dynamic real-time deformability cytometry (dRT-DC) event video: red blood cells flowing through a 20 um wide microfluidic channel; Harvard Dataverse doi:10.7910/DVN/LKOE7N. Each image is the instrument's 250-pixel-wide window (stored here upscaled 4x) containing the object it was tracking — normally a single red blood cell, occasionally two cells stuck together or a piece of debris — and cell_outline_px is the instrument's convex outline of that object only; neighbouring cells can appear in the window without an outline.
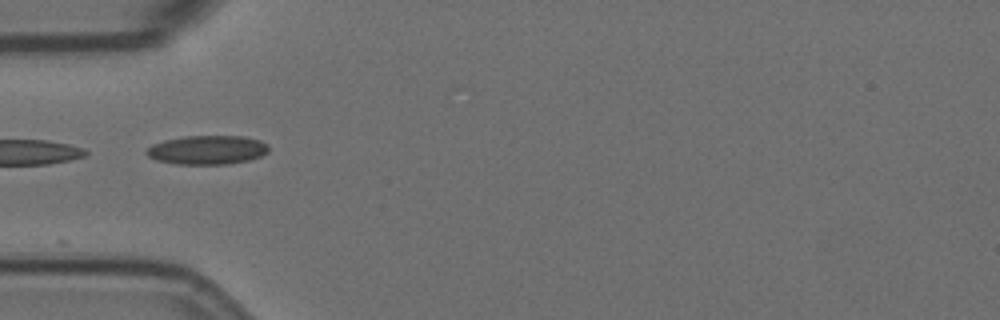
{"species": "Egyptian fruit bat (a non-hibernating species)", "species_latin": "Rousettus aegyptiacus", "temperature_condition": "room temperature", "stored_images_in_passage": 7, "camera_frame_rate_fps": 3000, "um_per_image_px": 0.085, "animal": {"sex": "female"}, "frame": {"image": 1, "passage_image": 4, "time_ms": 4.333, "image_size_px": [1000, 320], "cell_outline_px": [[268, 152], [260, 156], [248, 160], [228, 164], [176, 164], [156, 160], [148, 156], [144, 152], [152, 144], [164, 140], [184, 136], [240, 136], [260, 140], [268, 144]], "centroid_in_image_um": [17.6, 12.74], "position_along_channel_um": 67.4, "area_um2": 20.63}}
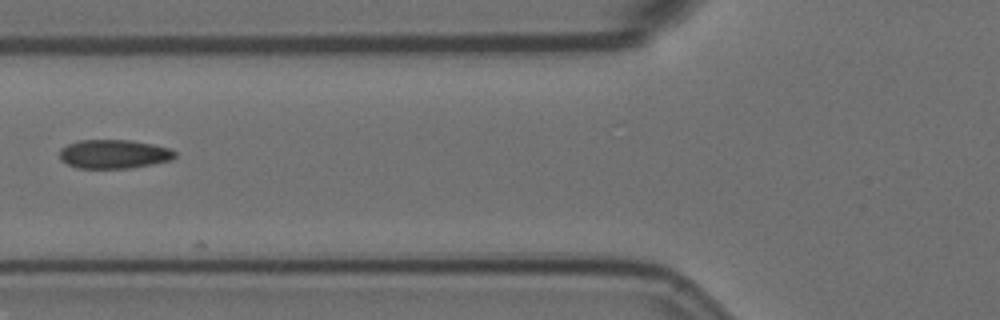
{"frame": {"image": 2, "passage_image": 5, "time_ms": 5.667, "image_size_px": [1000, 320], "cell_outline_px": [[176, 156], [172, 160], [132, 168], [76, 168], [60, 160], [60, 148], [68, 144], [80, 140], [128, 140], [152, 144], [168, 148], [176, 152]], "centroid_in_image_um": [9.67, 13.1], "position_along_channel_um": 116.1, "area_um2": 19.42}}
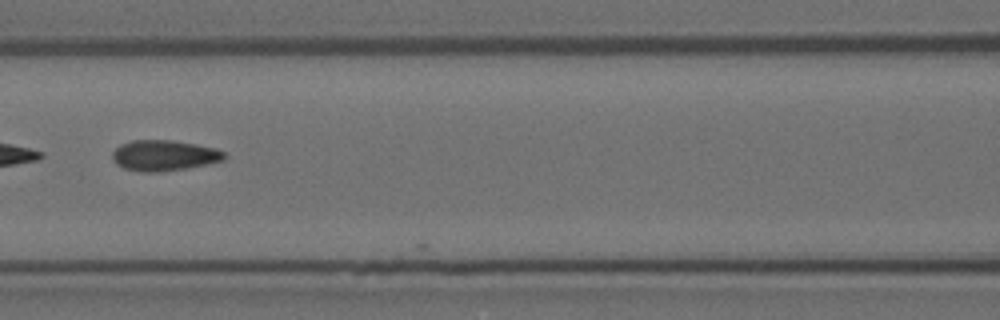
{"frame": {"image": 3, "passage_image": 6, "time_ms": 6.667, "image_size_px": [1000, 320], "cell_outline_px": [[228, 156], [224, 160], [184, 168], [156, 172], [144, 172], [124, 168], [116, 164], [112, 160], [112, 152], [120, 144], [132, 140], [172, 140], [196, 144], [216, 148], [224, 152]], "centroid_in_image_um": [13.93, 13.2], "position_along_channel_um": 152.7, "area_um2": 19.94}}